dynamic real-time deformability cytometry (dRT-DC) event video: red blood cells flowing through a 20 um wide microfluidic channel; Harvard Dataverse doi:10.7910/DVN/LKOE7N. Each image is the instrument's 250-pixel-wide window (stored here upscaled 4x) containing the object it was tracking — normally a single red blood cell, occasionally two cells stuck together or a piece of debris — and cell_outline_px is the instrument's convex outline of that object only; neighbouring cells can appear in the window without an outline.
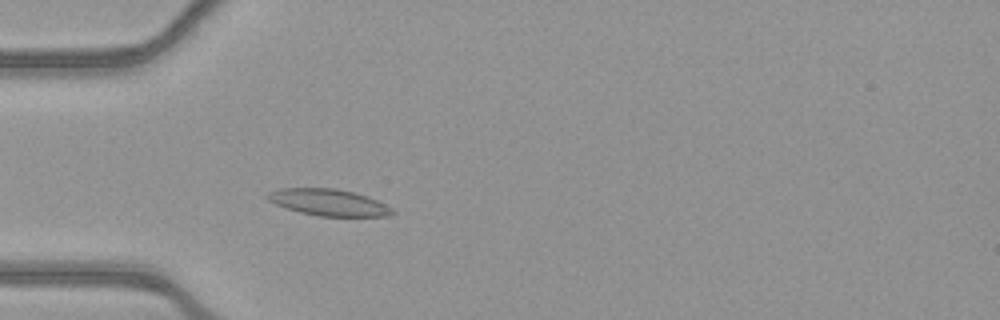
{"species": "common noctule bat (a hibernating species)", "species_latin": "Nyctalus noctula", "temperature_condition": "warm", "stored_images_in_passage": 50, "camera_frame_rate_fps": 3000, "um_per_image_px": 0.085, "animal": {"sex": "female", "body_mass_g": 21.9}, "frame": {"image": 1, "passage_image": 13, "time_ms": 4.0, "image_size_px": [1000, 320], "cell_outline_px": [[396, 212], [388, 216], [320, 216], [300, 212], [276, 204], [268, 200], [268, 192], [280, 188], [336, 188], [368, 196], [392, 208]], "centroid_in_image_um": [27.95, 17.2], "position_along_channel_um": 57.0, "area_um2": 19.13}}
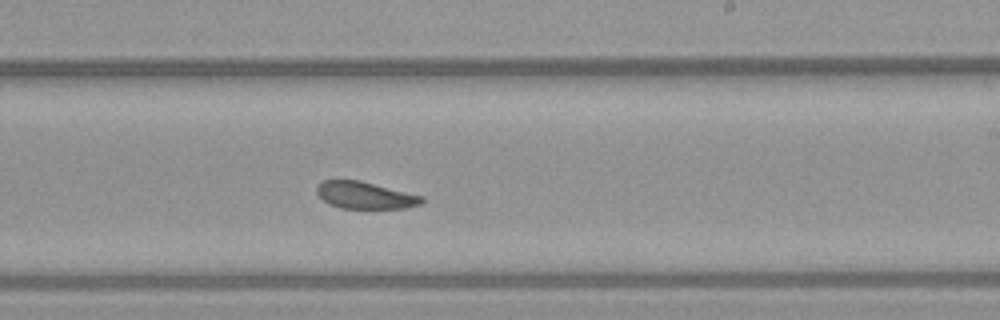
{"frame": {"image": 2, "passage_image": 29, "time_ms": 9.333, "image_size_px": [1000, 320], "cell_outline_px": [[424, 200], [420, 204], [404, 208], [340, 208], [328, 204], [316, 192], [316, 188], [324, 180], [360, 180], [424, 196]], "centroid_in_image_um": [31.04, 16.6], "position_along_channel_um": 258.0, "area_um2": 16.47}}
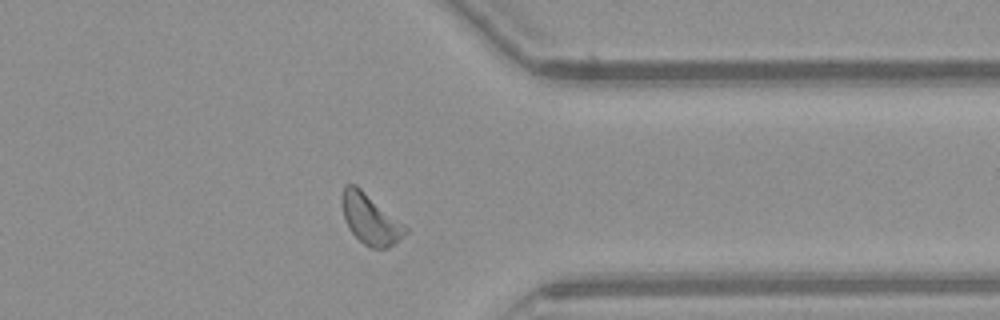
{"frame": {"image": 3, "passage_image": 39, "time_ms": 12.667, "image_size_px": [1000, 320], "cell_outline_px": [[408, 232], [404, 236], [388, 248], [368, 248], [348, 228], [344, 216], [340, 200], [340, 196], [344, 184], [356, 184], [404, 224], [408, 228]], "centroid_in_image_um": [31.45, 18.61], "position_along_channel_um": 379.9, "area_um2": 18.67}, "authors_computed_cell_mechanics": {"area_um2": 18.207, "velocity_mm_per_s": 3.867, "shape_relaxation_time_tau1_ms": 2.3106, "shape_relaxation_time_tau2_ms": 4.341, "deformation_change_tau1": 0.0882, "deformation_change_tau2": 0.1062}}